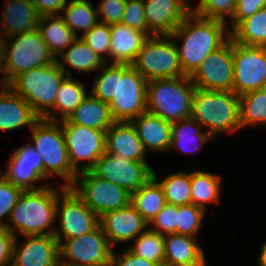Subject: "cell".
<instances>
[{
	"label": "cell",
	"instance_id": "obj_1",
	"mask_svg": "<svg viewBox=\"0 0 266 266\" xmlns=\"http://www.w3.org/2000/svg\"><path fill=\"white\" fill-rule=\"evenodd\" d=\"M225 25L222 21L201 17L192 10L171 34L186 76H191L211 52L230 38ZM176 39H183L181 47Z\"/></svg>",
	"mask_w": 266,
	"mask_h": 266
},
{
	"label": "cell",
	"instance_id": "obj_2",
	"mask_svg": "<svg viewBox=\"0 0 266 266\" xmlns=\"http://www.w3.org/2000/svg\"><path fill=\"white\" fill-rule=\"evenodd\" d=\"M60 193L47 186L38 190L23 191L10 212L9 219L14 226L7 224L9 232L14 236L16 230L26 235H53L50 229L57 218L56 204L60 194L67 188L60 185Z\"/></svg>",
	"mask_w": 266,
	"mask_h": 266
},
{
	"label": "cell",
	"instance_id": "obj_3",
	"mask_svg": "<svg viewBox=\"0 0 266 266\" xmlns=\"http://www.w3.org/2000/svg\"><path fill=\"white\" fill-rule=\"evenodd\" d=\"M65 66L56 58L55 63L19 74L8 86L21 96L41 119H44L50 114L51 108L54 109L60 84L66 77H72L70 70Z\"/></svg>",
	"mask_w": 266,
	"mask_h": 266
},
{
	"label": "cell",
	"instance_id": "obj_4",
	"mask_svg": "<svg viewBox=\"0 0 266 266\" xmlns=\"http://www.w3.org/2000/svg\"><path fill=\"white\" fill-rule=\"evenodd\" d=\"M191 117L201 126L208 127V134L213 139L219 133L235 132L241 129L239 96L232 91L196 88Z\"/></svg>",
	"mask_w": 266,
	"mask_h": 266
},
{
	"label": "cell",
	"instance_id": "obj_5",
	"mask_svg": "<svg viewBox=\"0 0 266 266\" xmlns=\"http://www.w3.org/2000/svg\"><path fill=\"white\" fill-rule=\"evenodd\" d=\"M195 90L190 76L150 80L147 112L171 123L191 117Z\"/></svg>",
	"mask_w": 266,
	"mask_h": 266
},
{
	"label": "cell",
	"instance_id": "obj_6",
	"mask_svg": "<svg viewBox=\"0 0 266 266\" xmlns=\"http://www.w3.org/2000/svg\"><path fill=\"white\" fill-rule=\"evenodd\" d=\"M5 39L3 62L0 68L3 78L0 85H8L19 74L56 62L38 29ZM8 39L13 41L10 44ZM10 45V46H9Z\"/></svg>",
	"mask_w": 266,
	"mask_h": 266
},
{
	"label": "cell",
	"instance_id": "obj_7",
	"mask_svg": "<svg viewBox=\"0 0 266 266\" xmlns=\"http://www.w3.org/2000/svg\"><path fill=\"white\" fill-rule=\"evenodd\" d=\"M34 144H31L42 158L44 179L54 174L65 180V187H71L78 177L69 162L62 126L58 121L40 119L31 129Z\"/></svg>",
	"mask_w": 266,
	"mask_h": 266
},
{
	"label": "cell",
	"instance_id": "obj_8",
	"mask_svg": "<svg viewBox=\"0 0 266 266\" xmlns=\"http://www.w3.org/2000/svg\"><path fill=\"white\" fill-rule=\"evenodd\" d=\"M132 66L147 81L186 76L171 35L150 36Z\"/></svg>",
	"mask_w": 266,
	"mask_h": 266
},
{
	"label": "cell",
	"instance_id": "obj_9",
	"mask_svg": "<svg viewBox=\"0 0 266 266\" xmlns=\"http://www.w3.org/2000/svg\"><path fill=\"white\" fill-rule=\"evenodd\" d=\"M71 186L73 191L99 217L103 214L126 207L131 203V193L106 179H101L91 171L79 173ZM79 186V187H78Z\"/></svg>",
	"mask_w": 266,
	"mask_h": 266
},
{
	"label": "cell",
	"instance_id": "obj_10",
	"mask_svg": "<svg viewBox=\"0 0 266 266\" xmlns=\"http://www.w3.org/2000/svg\"><path fill=\"white\" fill-rule=\"evenodd\" d=\"M65 137L69 162L78 174L90 171L97 160L106 152V131L96 130L70 123L67 119L58 121ZM86 160L85 164L78 161Z\"/></svg>",
	"mask_w": 266,
	"mask_h": 266
},
{
	"label": "cell",
	"instance_id": "obj_11",
	"mask_svg": "<svg viewBox=\"0 0 266 266\" xmlns=\"http://www.w3.org/2000/svg\"><path fill=\"white\" fill-rule=\"evenodd\" d=\"M147 82L132 65L121 64L116 97L109 104L114 121L131 122L147 112Z\"/></svg>",
	"mask_w": 266,
	"mask_h": 266
},
{
	"label": "cell",
	"instance_id": "obj_12",
	"mask_svg": "<svg viewBox=\"0 0 266 266\" xmlns=\"http://www.w3.org/2000/svg\"><path fill=\"white\" fill-rule=\"evenodd\" d=\"M56 214L60 217V231L55 229L53 235L59 243H62L64 239L78 238L95 230L100 225L99 216L83 202L71 187H67L62 195L58 196Z\"/></svg>",
	"mask_w": 266,
	"mask_h": 266
},
{
	"label": "cell",
	"instance_id": "obj_13",
	"mask_svg": "<svg viewBox=\"0 0 266 266\" xmlns=\"http://www.w3.org/2000/svg\"><path fill=\"white\" fill-rule=\"evenodd\" d=\"M234 64L233 93H244L266 87V47L248 46L232 40Z\"/></svg>",
	"mask_w": 266,
	"mask_h": 266
},
{
	"label": "cell",
	"instance_id": "obj_14",
	"mask_svg": "<svg viewBox=\"0 0 266 266\" xmlns=\"http://www.w3.org/2000/svg\"><path fill=\"white\" fill-rule=\"evenodd\" d=\"M101 179H106L127 189L130 193L145 185L153 177V169L147 162L131 161L117 153H104L90 170Z\"/></svg>",
	"mask_w": 266,
	"mask_h": 266
},
{
	"label": "cell",
	"instance_id": "obj_15",
	"mask_svg": "<svg viewBox=\"0 0 266 266\" xmlns=\"http://www.w3.org/2000/svg\"><path fill=\"white\" fill-rule=\"evenodd\" d=\"M190 78L198 89L233 92L232 39L211 52Z\"/></svg>",
	"mask_w": 266,
	"mask_h": 266
},
{
	"label": "cell",
	"instance_id": "obj_16",
	"mask_svg": "<svg viewBox=\"0 0 266 266\" xmlns=\"http://www.w3.org/2000/svg\"><path fill=\"white\" fill-rule=\"evenodd\" d=\"M111 255L112 247L100 225L78 238L59 243V259L66 257L74 265L109 266Z\"/></svg>",
	"mask_w": 266,
	"mask_h": 266
},
{
	"label": "cell",
	"instance_id": "obj_17",
	"mask_svg": "<svg viewBox=\"0 0 266 266\" xmlns=\"http://www.w3.org/2000/svg\"><path fill=\"white\" fill-rule=\"evenodd\" d=\"M189 0H143L147 28L152 35H171L193 7Z\"/></svg>",
	"mask_w": 266,
	"mask_h": 266
},
{
	"label": "cell",
	"instance_id": "obj_18",
	"mask_svg": "<svg viewBox=\"0 0 266 266\" xmlns=\"http://www.w3.org/2000/svg\"><path fill=\"white\" fill-rule=\"evenodd\" d=\"M2 176L23 191L38 190L47 185L36 187L34 184L44 179V167L42 158L31 143L14 151L9 161L8 171L3 172Z\"/></svg>",
	"mask_w": 266,
	"mask_h": 266
},
{
	"label": "cell",
	"instance_id": "obj_19",
	"mask_svg": "<svg viewBox=\"0 0 266 266\" xmlns=\"http://www.w3.org/2000/svg\"><path fill=\"white\" fill-rule=\"evenodd\" d=\"M22 245L13 244L11 266H57L59 242L54 235H26Z\"/></svg>",
	"mask_w": 266,
	"mask_h": 266
},
{
	"label": "cell",
	"instance_id": "obj_20",
	"mask_svg": "<svg viewBox=\"0 0 266 266\" xmlns=\"http://www.w3.org/2000/svg\"><path fill=\"white\" fill-rule=\"evenodd\" d=\"M99 222L111 247L138 237L148 225L131 203L103 214Z\"/></svg>",
	"mask_w": 266,
	"mask_h": 266
},
{
	"label": "cell",
	"instance_id": "obj_21",
	"mask_svg": "<svg viewBox=\"0 0 266 266\" xmlns=\"http://www.w3.org/2000/svg\"><path fill=\"white\" fill-rule=\"evenodd\" d=\"M0 86V130H17L26 125L32 129L41 118L8 85Z\"/></svg>",
	"mask_w": 266,
	"mask_h": 266
},
{
	"label": "cell",
	"instance_id": "obj_22",
	"mask_svg": "<svg viewBox=\"0 0 266 266\" xmlns=\"http://www.w3.org/2000/svg\"><path fill=\"white\" fill-rule=\"evenodd\" d=\"M106 153H117L131 161L147 162L146 151L131 122L115 121L106 131Z\"/></svg>",
	"mask_w": 266,
	"mask_h": 266
},
{
	"label": "cell",
	"instance_id": "obj_23",
	"mask_svg": "<svg viewBox=\"0 0 266 266\" xmlns=\"http://www.w3.org/2000/svg\"><path fill=\"white\" fill-rule=\"evenodd\" d=\"M111 43L109 57L113 64L132 65L138 51L150 37L147 33L128 27L124 23L110 25Z\"/></svg>",
	"mask_w": 266,
	"mask_h": 266
},
{
	"label": "cell",
	"instance_id": "obj_24",
	"mask_svg": "<svg viewBox=\"0 0 266 266\" xmlns=\"http://www.w3.org/2000/svg\"><path fill=\"white\" fill-rule=\"evenodd\" d=\"M205 261L204 251L195 237L164 235V266H207Z\"/></svg>",
	"mask_w": 266,
	"mask_h": 266
},
{
	"label": "cell",
	"instance_id": "obj_25",
	"mask_svg": "<svg viewBox=\"0 0 266 266\" xmlns=\"http://www.w3.org/2000/svg\"><path fill=\"white\" fill-rule=\"evenodd\" d=\"M8 1V2H7ZM1 24L6 38L38 29L40 16L31 0H6Z\"/></svg>",
	"mask_w": 266,
	"mask_h": 266
},
{
	"label": "cell",
	"instance_id": "obj_26",
	"mask_svg": "<svg viewBox=\"0 0 266 266\" xmlns=\"http://www.w3.org/2000/svg\"><path fill=\"white\" fill-rule=\"evenodd\" d=\"M143 147L151 151H169L171 144V122L145 112L131 121Z\"/></svg>",
	"mask_w": 266,
	"mask_h": 266
},
{
	"label": "cell",
	"instance_id": "obj_27",
	"mask_svg": "<svg viewBox=\"0 0 266 266\" xmlns=\"http://www.w3.org/2000/svg\"><path fill=\"white\" fill-rule=\"evenodd\" d=\"M67 120L76 125L107 131L115 122L111 115L108 103H105L92 94L68 116Z\"/></svg>",
	"mask_w": 266,
	"mask_h": 266
},
{
	"label": "cell",
	"instance_id": "obj_28",
	"mask_svg": "<svg viewBox=\"0 0 266 266\" xmlns=\"http://www.w3.org/2000/svg\"><path fill=\"white\" fill-rule=\"evenodd\" d=\"M46 23L47 26L44 25ZM38 30L55 58L77 39V35L65 25L61 15L40 17Z\"/></svg>",
	"mask_w": 266,
	"mask_h": 266
},
{
	"label": "cell",
	"instance_id": "obj_29",
	"mask_svg": "<svg viewBox=\"0 0 266 266\" xmlns=\"http://www.w3.org/2000/svg\"><path fill=\"white\" fill-rule=\"evenodd\" d=\"M87 96L85 85L81 81L74 80L72 77H66L60 84L55 99L54 110L58 111V113L53 112L52 109L50 114L44 119L49 121L67 119ZM55 113L57 114L55 115ZM58 114L62 115L60 119L57 117L59 116Z\"/></svg>",
	"mask_w": 266,
	"mask_h": 266
},
{
	"label": "cell",
	"instance_id": "obj_30",
	"mask_svg": "<svg viewBox=\"0 0 266 266\" xmlns=\"http://www.w3.org/2000/svg\"><path fill=\"white\" fill-rule=\"evenodd\" d=\"M131 204L149 224L167 203L160 184L152 177L131 193Z\"/></svg>",
	"mask_w": 266,
	"mask_h": 266
},
{
	"label": "cell",
	"instance_id": "obj_31",
	"mask_svg": "<svg viewBox=\"0 0 266 266\" xmlns=\"http://www.w3.org/2000/svg\"><path fill=\"white\" fill-rule=\"evenodd\" d=\"M200 127L201 125L193 117L172 122V137L169 151H171L170 149H172V147H175L181 152H195L206 141L213 139L207 131L206 133L202 132ZM196 141L199 143L197 142L198 144H195L194 142Z\"/></svg>",
	"mask_w": 266,
	"mask_h": 266
},
{
	"label": "cell",
	"instance_id": "obj_32",
	"mask_svg": "<svg viewBox=\"0 0 266 266\" xmlns=\"http://www.w3.org/2000/svg\"><path fill=\"white\" fill-rule=\"evenodd\" d=\"M228 30L234 42L266 47V7L242 20L233 30Z\"/></svg>",
	"mask_w": 266,
	"mask_h": 266
},
{
	"label": "cell",
	"instance_id": "obj_33",
	"mask_svg": "<svg viewBox=\"0 0 266 266\" xmlns=\"http://www.w3.org/2000/svg\"><path fill=\"white\" fill-rule=\"evenodd\" d=\"M191 203L206 210L205 203H219L220 177L204 171L190 172Z\"/></svg>",
	"mask_w": 266,
	"mask_h": 266
},
{
	"label": "cell",
	"instance_id": "obj_34",
	"mask_svg": "<svg viewBox=\"0 0 266 266\" xmlns=\"http://www.w3.org/2000/svg\"><path fill=\"white\" fill-rule=\"evenodd\" d=\"M61 15L65 25L74 32L76 29L82 30L85 34L90 31L99 21L97 10L88 0H71L68 5L65 4Z\"/></svg>",
	"mask_w": 266,
	"mask_h": 266
},
{
	"label": "cell",
	"instance_id": "obj_35",
	"mask_svg": "<svg viewBox=\"0 0 266 266\" xmlns=\"http://www.w3.org/2000/svg\"><path fill=\"white\" fill-rule=\"evenodd\" d=\"M68 48L60 54L61 59L80 72L98 71L106 63L81 38H77Z\"/></svg>",
	"mask_w": 266,
	"mask_h": 266
},
{
	"label": "cell",
	"instance_id": "obj_36",
	"mask_svg": "<svg viewBox=\"0 0 266 266\" xmlns=\"http://www.w3.org/2000/svg\"><path fill=\"white\" fill-rule=\"evenodd\" d=\"M241 129L266 124V87L239 96Z\"/></svg>",
	"mask_w": 266,
	"mask_h": 266
},
{
	"label": "cell",
	"instance_id": "obj_37",
	"mask_svg": "<svg viewBox=\"0 0 266 266\" xmlns=\"http://www.w3.org/2000/svg\"><path fill=\"white\" fill-rule=\"evenodd\" d=\"M153 178L160 184L167 204L179 206L191 203L190 173L182 171L170 174L159 182L153 172Z\"/></svg>",
	"mask_w": 266,
	"mask_h": 266
},
{
	"label": "cell",
	"instance_id": "obj_38",
	"mask_svg": "<svg viewBox=\"0 0 266 266\" xmlns=\"http://www.w3.org/2000/svg\"><path fill=\"white\" fill-rule=\"evenodd\" d=\"M128 249L147 261L164 266V235L146 229Z\"/></svg>",
	"mask_w": 266,
	"mask_h": 266
},
{
	"label": "cell",
	"instance_id": "obj_39",
	"mask_svg": "<svg viewBox=\"0 0 266 266\" xmlns=\"http://www.w3.org/2000/svg\"><path fill=\"white\" fill-rule=\"evenodd\" d=\"M99 71L101 74L95 79L91 94L99 100L110 104L116 97L117 77H121V64L105 63Z\"/></svg>",
	"mask_w": 266,
	"mask_h": 266
},
{
	"label": "cell",
	"instance_id": "obj_40",
	"mask_svg": "<svg viewBox=\"0 0 266 266\" xmlns=\"http://www.w3.org/2000/svg\"><path fill=\"white\" fill-rule=\"evenodd\" d=\"M205 211L192 203L177 206L176 234L195 237L202 224Z\"/></svg>",
	"mask_w": 266,
	"mask_h": 266
},
{
	"label": "cell",
	"instance_id": "obj_41",
	"mask_svg": "<svg viewBox=\"0 0 266 266\" xmlns=\"http://www.w3.org/2000/svg\"><path fill=\"white\" fill-rule=\"evenodd\" d=\"M87 46L91 47L105 62L106 56L109 57L111 30L110 25L98 22L90 31L80 37Z\"/></svg>",
	"mask_w": 266,
	"mask_h": 266
},
{
	"label": "cell",
	"instance_id": "obj_42",
	"mask_svg": "<svg viewBox=\"0 0 266 266\" xmlns=\"http://www.w3.org/2000/svg\"><path fill=\"white\" fill-rule=\"evenodd\" d=\"M237 0H200L192 10L199 16L226 23V14L232 18Z\"/></svg>",
	"mask_w": 266,
	"mask_h": 266
},
{
	"label": "cell",
	"instance_id": "obj_43",
	"mask_svg": "<svg viewBox=\"0 0 266 266\" xmlns=\"http://www.w3.org/2000/svg\"><path fill=\"white\" fill-rule=\"evenodd\" d=\"M23 190L11 182H9L4 176H0V226H6L7 223L3 221L5 216H8L17 203Z\"/></svg>",
	"mask_w": 266,
	"mask_h": 266
},
{
	"label": "cell",
	"instance_id": "obj_44",
	"mask_svg": "<svg viewBox=\"0 0 266 266\" xmlns=\"http://www.w3.org/2000/svg\"><path fill=\"white\" fill-rule=\"evenodd\" d=\"M121 22L130 28L143 31L149 36H153L147 28L143 0H126Z\"/></svg>",
	"mask_w": 266,
	"mask_h": 266
},
{
	"label": "cell",
	"instance_id": "obj_45",
	"mask_svg": "<svg viewBox=\"0 0 266 266\" xmlns=\"http://www.w3.org/2000/svg\"><path fill=\"white\" fill-rule=\"evenodd\" d=\"M177 206L166 204L165 207L153 218L154 227L150 230L161 235L176 233Z\"/></svg>",
	"mask_w": 266,
	"mask_h": 266
},
{
	"label": "cell",
	"instance_id": "obj_46",
	"mask_svg": "<svg viewBox=\"0 0 266 266\" xmlns=\"http://www.w3.org/2000/svg\"><path fill=\"white\" fill-rule=\"evenodd\" d=\"M126 0H102L97 7V13L103 18L100 22L108 25L121 23Z\"/></svg>",
	"mask_w": 266,
	"mask_h": 266
},
{
	"label": "cell",
	"instance_id": "obj_47",
	"mask_svg": "<svg viewBox=\"0 0 266 266\" xmlns=\"http://www.w3.org/2000/svg\"><path fill=\"white\" fill-rule=\"evenodd\" d=\"M264 7H266V0H237L231 28L234 29L242 20Z\"/></svg>",
	"mask_w": 266,
	"mask_h": 266
},
{
	"label": "cell",
	"instance_id": "obj_48",
	"mask_svg": "<svg viewBox=\"0 0 266 266\" xmlns=\"http://www.w3.org/2000/svg\"><path fill=\"white\" fill-rule=\"evenodd\" d=\"M15 238L6 226H0V266H11Z\"/></svg>",
	"mask_w": 266,
	"mask_h": 266
},
{
	"label": "cell",
	"instance_id": "obj_49",
	"mask_svg": "<svg viewBox=\"0 0 266 266\" xmlns=\"http://www.w3.org/2000/svg\"><path fill=\"white\" fill-rule=\"evenodd\" d=\"M109 266H159L154 262L147 261L132 253L129 249L125 250L121 256H116L112 251Z\"/></svg>",
	"mask_w": 266,
	"mask_h": 266
},
{
	"label": "cell",
	"instance_id": "obj_50",
	"mask_svg": "<svg viewBox=\"0 0 266 266\" xmlns=\"http://www.w3.org/2000/svg\"><path fill=\"white\" fill-rule=\"evenodd\" d=\"M36 7L37 13L40 17L61 15L59 12L63 11L66 0H31Z\"/></svg>",
	"mask_w": 266,
	"mask_h": 266
},
{
	"label": "cell",
	"instance_id": "obj_51",
	"mask_svg": "<svg viewBox=\"0 0 266 266\" xmlns=\"http://www.w3.org/2000/svg\"><path fill=\"white\" fill-rule=\"evenodd\" d=\"M258 262L259 266H266V242L262 246Z\"/></svg>",
	"mask_w": 266,
	"mask_h": 266
},
{
	"label": "cell",
	"instance_id": "obj_52",
	"mask_svg": "<svg viewBox=\"0 0 266 266\" xmlns=\"http://www.w3.org/2000/svg\"><path fill=\"white\" fill-rule=\"evenodd\" d=\"M0 68L2 66V62H3V51H4V37L1 38L3 35L0 33Z\"/></svg>",
	"mask_w": 266,
	"mask_h": 266
},
{
	"label": "cell",
	"instance_id": "obj_53",
	"mask_svg": "<svg viewBox=\"0 0 266 266\" xmlns=\"http://www.w3.org/2000/svg\"><path fill=\"white\" fill-rule=\"evenodd\" d=\"M57 266H80V265H74L71 264L69 261L65 262L63 259H59Z\"/></svg>",
	"mask_w": 266,
	"mask_h": 266
}]
</instances>
